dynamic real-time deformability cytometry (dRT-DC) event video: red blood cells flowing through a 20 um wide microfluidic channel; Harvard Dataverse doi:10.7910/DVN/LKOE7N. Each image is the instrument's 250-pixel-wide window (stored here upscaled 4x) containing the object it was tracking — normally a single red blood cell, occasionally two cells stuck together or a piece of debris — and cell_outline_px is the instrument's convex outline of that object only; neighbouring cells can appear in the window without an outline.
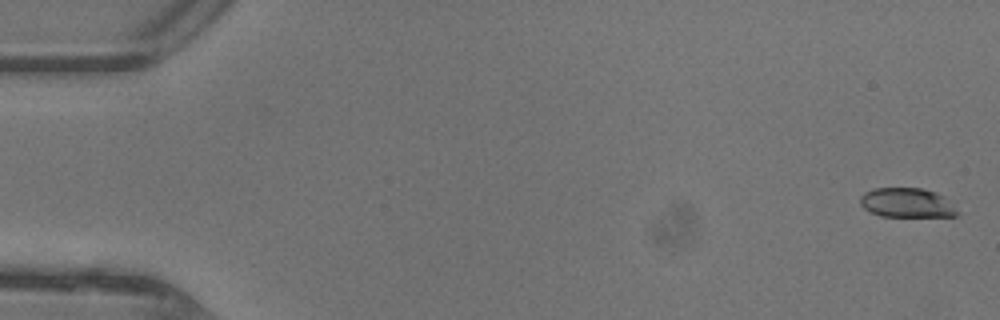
{"species": "common noctule bat (a hibernating species)", "species_latin": "Nyctalus noctula", "temperature_condition": "warm", "stored_images_in_passage": 12, "camera_frame_rate_fps": 3000, "um_per_image_px": 0.085, "animal": {"sex": "female"}, "frame": {"image": 1, "passage_image": 2, "time_ms": 0.333, "image_size_px": [1000, 320], "cell_outline_px": [[960, 212], [956, 216], [880, 216], [864, 208], [860, 204], [860, 196], [864, 192], [872, 188], [920, 188], [936, 192], [944, 196]], "centroid_in_image_um": [77.08, 17.23], "position_along_channel_um": 7.9, "area_um2": 16.7}}